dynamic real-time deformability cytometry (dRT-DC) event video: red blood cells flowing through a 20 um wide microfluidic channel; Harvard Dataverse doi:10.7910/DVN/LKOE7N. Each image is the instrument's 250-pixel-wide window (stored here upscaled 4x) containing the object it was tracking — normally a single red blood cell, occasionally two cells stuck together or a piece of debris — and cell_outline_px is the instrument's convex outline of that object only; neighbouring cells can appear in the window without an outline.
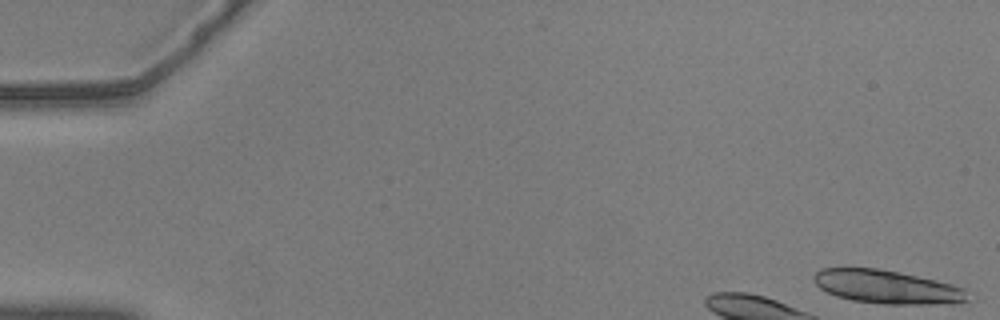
{"species": "common noctule bat (a hibernating species)", "species_latin": "Nyctalus noctula", "temperature_condition": "warm", "stored_images_in_passage": 11, "camera_frame_rate_fps": 3000, "um_per_image_px": 0.085, "animal": {"sex": "male", "body_mass_g": 20.5, "forearm_length_mm": 52.5}, "frame": {"image": 1, "passage_image": 1, "time_ms": 0.0, "image_size_px": [1000, 320], "cell_outline_px": [[968, 300], [960, 304], [884, 304], [852, 300], [836, 296], [820, 288], [812, 280], [812, 276], [820, 268], [880, 268], [936, 280], [952, 284], [964, 288], [968, 296]], "centroid_in_image_um": [75.41, 24.39], "position_along_channel_um": 9.6, "area_um2": 30.23}}